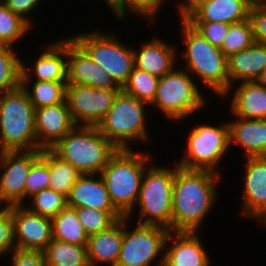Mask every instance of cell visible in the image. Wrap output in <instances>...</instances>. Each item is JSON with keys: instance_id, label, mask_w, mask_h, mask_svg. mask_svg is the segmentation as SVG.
I'll return each mask as SVG.
<instances>
[{"instance_id": "cell-13", "label": "cell", "mask_w": 266, "mask_h": 266, "mask_svg": "<svg viewBox=\"0 0 266 266\" xmlns=\"http://www.w3.org/2000/svg\"><path fill=\"white\" fill-rule=\"evenodd\" d=\"M41 152L42 149L0 152V207L26 204V179Z\"/></svg>"}, {"instance_id": "cell-9", "label": "cell", "mask_w": 266, "mask_h": 266, "mask_svg": "<svg viewBox=\"0 0 266 266\" xmlns=\"http://www.w3.org/2000/svg\"><path fill=\"white\" fill-rule=\"evenodd\" d=\"M221 124L203 123L193 127L187 135L186 148L177 165L184 169L210 170L222 174L219 164L231 148L229 123L226 121Z\"/></svg>"}, {"instance_id": "cell-12", "label": "cell", "mask_w": 266, "mask_h": 266, "mask_svg": "<svg viewBox=\"0 0 266 266\" xmlns=\"http://www.w3.org/2000/svg\"><path fill=\"white\" fill-rule=\"evenodd\" d=\"M121 88L67 84L65 100L76 126H97L113 106Z\"/></svg>"}, {"instance_id": "cell-47", "label": "cell", "mask_w": 266, "mask_h": 266, "mask_svg": "<svg viewBox=\"0 0 266 266\" xmlns=\"http://www.w3.org/2000/svg\"><path fill=\"white\" fill-rule=\"evenodd\" d=\"M251 6H266V0H249Z\"/></svg>"}, {"instance_id": "cell-39", "label": "cell", "mask_w": 266, "mask_h": 266, "mask_svg": "<svg viewBox=\"0 0 266 266\" xmlns=\"http://www.w3.org/2000/svg\"><path fill=\"white\" fill-rule=\"evenodd\" d=\"M16 248L14 220L8 207H0V256L10 255Z\"/></svg>"}, {"instance_id": "cell-18", "label": "cell", "mask_w": 266, "mask_h": 266, "mask_svg": "<svg viewBox=\"0 0 266 266\" xmlns=\"http://www.w3.org/2000/svg\"><path fill=\"white\" fill-rule=\"evenodd\" d=\"M44 47L33 66H27L22 61L21 79L34 77L35 81L67 82V38L55 40Z\"/></svg>"}, {"instance_id": "cell-10", "label": "cell", "mask_w": 266, "mask_h": 266, "mask_svg": "<svg viewBox=\"0 0 266 266\" xmlns=\"http://www.w3.org/2000/svg\"><path fill=\"white\" fill-rule=\"evenodd\" d=\"M71 38L122 88L134 68L131 46L121 43L118 36L98 29L91 32L85 30Z\"/></svg>"}, {"instance_id": "cell-24", "label": "cell", "mask_w": 266, "mask_h": 266, "mask_svg": "<svg viewBox=\"0 0 266 266\" xmlns=\"http://www.w3.org/2000/svg\"><path fill=\"white\" fill-rule=\"evenodd\" d=\"M228 123L230 147L239 144L244 149L245 158L266 156V119L234 117Z\"/></svg>"}, {"instance_id": "cell-49", "label": "cell", "mask_w": 266, "mask_h": 266, "mask_svg": "<svg viewBox=\"0 0 266 266\" xmlns=\"http://www.w3.org/2000/svg\"><path fill=\"white\" fill-rule=\"evenodd\" d=\"M1 107H2V93L0 94V110H1Z\"/></svg>"}, {"instance_id": "cell-33", "label": "cell", "mask_w": 266, "mask_h": 266, "mask_svg": "<svg viewBox=\"0 0 266 266\" xmlns=\"http://www.w3.org/2000/svg\"><path fill=\"white\" fill-rule=\"evenodd\" d=\"M32 27L0 0V44L17 45Z\"/></svg>"}, {"instance_id": "cell-26", "label": "cell", "mask_w": 266, "mask_h": 266, "mask_svg": "<svg viewBox=\"0 0 266 266\" xmlns=\"http://www.w3.org/2000/svg\"><path fill=\"white\" fill-rule=\"evenodd\" d=\"M249 0H210L199 7L188 22L237 23L248 19Z\"/></svg>"}, {"instance_id": "cell-6", "label": "cell", "mask_w": 266, "mask_h": 266, "mask_svg": "<svg viewBox=\"0 0 266 266\" xmlns=\"http://www.w3.org/2000/svg\"><path fill=\"white\" fill-rule=\"evenodd\" d=\"M40 149L35 133V108L21 85L2 93L0 152Z\"/></svg>"}, {"instance_id": "cell-20", "label": "cell", "mask_w": 266, "mask_h": 266, "mask_svg": "<svg viewBox=\"0 0 266 266\" xmlns=\"http://www.w3.org/2000/svg\"><path fill=\"white\" fill-rule=\"evenodd\" d=\"M160 37H152L143 43H140V48L137 50L134 46V67L144 70L151 75L161 78L166 73L171 72L178 63L177 46L170 45L169 42L159 39Z\"/></svg>"}, {"instance_id": "cell-42", "label": "cell", "mask_w": 266, "mask_h": 266, "mask_svg": "<svg viewBox=\"0 0 266 266\" xmlns=\"http://www.w3.org/2000/svg\"><path fill=\"white\" fill-rule=\"evenodd\" d=\"M10 254L12 266H47L44 252L41 250L15 248Z\"/></svg>"}, {"instance_id": "cell-21", "label": "cell", "mask_w": 266, "mask_h": 266, "mask_svg": "<svg viewBox=\"0 0 266 266\" xmlns=\"http://www.w3.org/2000/svg\"><path fill=\"white\" fill-rule=\"evenodd\" d=\"M230 86L223 99L230 96V111L233 117L266 119V88L256 81H244ZM235 88V89H233ZM235 90V91H233ZM233 91V93H231ZM232 94V95H229Z\"/></svg>"}, {"instance_id": "cell-29", "label": "cell", "mask_w": 266, "mask_h": 266, "mask_svg": "<svg viewBox=\"0 0 266 266\" xmlns=\"http://www.w3.org/2000/svg\"><path fill=\"white\" fill-rule=\"evenodd\" d=\"M43 252L47 266H90L86 246L52 239Z\"/></svg>"}, {"instance_id": "cell-32", "label": "cell", "mask_w": 266, "mask_h": 266, "mask_svg": "<svg viewBox=\"0 0 266 266\" xmlns=\"http://www.w3.org/2000/svg\"><path fill=\"white\" fill-rule=\"evenodd\" d=\"M159 79L144 70L134 67L121 90L150 105L155 98Z\"/></svg>"}, {"instance_id": "cell-15", "label": "cell", "mask_w": 266, "mask_h": 266, "mask_svg": "<svg viewBox=\"0 0 266 266\" xmlns=\"http://www.w3.org/2000/svg\"><path fill=\"white\" fill-rule=\"evenodd\" d=\"M8 208L13 215L16 248L43 251L53 239L52 219L32 213L24 205Z\"/></svg>"}, {"instance_id": "cell-14", "label": "cell", "mask_w": 266, "mask_h": 266, "mask_svg": "<svg viewBox=\"0 0 266 266\" xmlns=\"http://www.w3.org/2000/svg\"><path fill=\"white\" fill-rule=\"evenodd\" d=\"M241 214L266 226V156L246 157Z\"/></svg>"}, {"instance_id": "cell-23", "label": "cell", "mask_w": 266, "mask_h": 266, "mask_svg": "<svg viewBox=\"0 0 266 266\" xmlns=\"http://www.w3.org/2000/svg\"><path fill=\"white\" fill-rule=\"evenodd\" d=\"M123 218L104 231L88 236L86 251L90 266H116L122 247Z\"/></svg>"}, {"instance_id": "cell-38", "label": "cell", "mask_w": 266, "mask_h": 266, "mask_svg": "<svg viewBox=\"0 0 266 266\" xmlns=\"http://www.w3.org/2000/svg\"><path fill=\"white\" fill-rule=\"evenodd\" d=\"M49 166L47 165V149H42L41 156L32 164L25 185V200L43 189L48 188Z\"/></svg>"}, {"instance_id": "cell-31", "label": "cell", "mask_w": 266, "mask_h": 266, "mask_svg": "<svg viewBox=\"0 0 266 266\" xmlns=\"http://www.w3.org/2000/svg\"><path fill=\"white\" fill-rule=\"evenodd\" d=\"M13 46L0 44V94L12 91L21 84L22 59Z\"/></svg>"}, {"instance_id": "cell-1", "label": "cell", "mask_w": 266, "mask_h": 266, "mask_svg": "<svg viewBox=\"0 0 266 266\" xmlns=\"http://www.w3.org/2000/svg\"><path fill=\"white\" fill-rule=\"evenodd\" d=\"M175 163L172 188V231L197 232L215 206L222 174L184 169ZM216 199V200H215Z\"/></svg>"}, {"instance_id": "cell-35", "label": "cell", "mask_w": 266, "mask_h": 266, "mask_svg": "<svg viewBox=\"0 0 266 266\" xmlns=\"http://www.w3.org/2000/svg\"><path fill=\"white\" fill-rule=\"evenodd\" d=\"M29 200V203L31 204L26 206L24 205V207H26L32 213L51 219L67 206V198L50 188L43 189L42 191L30 197Z\"/></svg>"}, {"instance_id": "cell-25", "label": "cell", "mask_w": 266, "mask_h": 266, "mask_svg": "<svg viewBox=\"0 0 266 266\" xmlns=\"http://www.w3.org/2000/svg\"><path fill=\"white\" fill-rule=\"evenodd\" d=\"M230 86L238 82L256 81L266 69V45L254 42L250 47L227 57Z\"/></svg>"}, {"instance_id": "cell-2", "label": "cell", "mask_w": 266, "mask_h": 266, "mask_svg": "<svg viewBox=\"0 0 266 266\" xmlns=\"http://www.w3.org/2000/svg\"><path fill=\"white\" fill-rule=\"evenodd\" d=\"M151 156L147 151L118 149L100 172L111 203L130 220L136 209L142 176L148 164L155 162Z\"/></svg>"}, {"instance_id": "cell-7", "label": "cell", "mask_w": 266, "mask_h": 266, "mask_svg": "<svg viewBox=\"0 0 266 266\" xmlns=\"http://www.w3.org/2000/svg\"><path fill=\"white\" fill-rule=\"evenodd\" d=\"M199 87L184 68L175 67L159 79L155 98L149 107L157 108L171 121L185 120L207 106L206 98L200 91L201 85Z\"/></svg>"}, {"instance_id": "cell-19", "label": "cell", "mask_w": 266, "mask_h": 266, "mask_svg": "<svg viewBox=\"0 0 266 266\" xmlns=\"http://www.w3.org/2000/svg\"><path fill=\"white\" fill-rule=\"evenodd\" d=\"M75 126L66 100L35 109V133L40 149H50Z\"/></svg>"}, {"instance_id": "cell-22", "label": "cell", "mask_w": 266, "mask_h": 266, "mask_svg": "<svg viewBox=\"0 0 266 266\" xmlns=\"http://www.w3.org/2000/svg\"><path fill=\"white\" fill-rule=\"evenodd\" d=\"M67 206L71 208L89 207L97 210H117L111 203L100 174H82L67 196Z\"/></svg>"}, {"instance_id": "cell-45", "label": "cell", "mask_w": 266, "mask_h": 266, "mask_svg": "<svg viewBox=\"0 0 266 266\" xmlns=\"http://www.w3.org/2000/svg\"><path fill=\"white\" fill-rule=\"evenodd\" d=\"M104 2L106 6L110 8L111 12L122 2V0H104Z\"/></svg>"}, {"instance_id": "cell-30", "label": "cell", "mask_w": 266, "mask_h": 266, "mask_svg": "<svg viewBox=\"0 0 266 266\" xmlns=\"http://www.w3.org/2000/svg\"><path fill=\"white\" fill-rule=\"evenodd\" d=\"M47 165L49 166L48 188L67 198L71 188L82 173L57 156L51 149H47Z\"/></svg>"}, {"instance_id": "cell-40", "label": "cell", "mask_w": 266, "mask_h": 266, "mask_svg": "<svg viewBox=\"0 0 266 266\" xmlns=\"http://www.w3.org/2000/svg\"><path fill=\"white\" fill-rule=\"evenodd\" d=\"M201 35L217 48H221L230 24L223 22H189Z\"/></svg>"}, {"instance_id": "cell-43", "label": "cell", "mask_w": 266, "mask_h": 266, "mask_svg": "<svg viewBox=\"0 0 266 266\" xmlns=\"http://www.w3.org/2000/svg\"><path fill=\"white\" fill-rule=\"evenodd\" d=\"M13 13L24 19L33 28L30 15L42 0H1ZM40 2V3H39ZM32 22V23H31Z\"/></svg>"}, {"instance_id": "cell-27", "label": "cell", "mask_w": 266, "mask_h": 266, "mask_svg": "<svg viewBox=\"0 0 266 266\" xmlns=\"http://www.w3.org/2000/svg\"><path fill=\"white\" fill-rule=\"evenodd\" d=\"M20 85L26 91L35 109L65 101L67 82L35 81L33 78L21 79Z\"/></svg>"}, {"instance_id": "cell-46", "label": "cell", "mask_w": 266, "mask_h": 266, "mask_svg": "<svg viewBox=\"0 0 266 266\" xmlns=\"http://www.w3.org/2000/svg\"><path fill=\"white\" fill-rule=\"evenodd\" d=\"M256 82L264 86L266 88V69L260 74V76L256 79Z\"/></svg>"}, {"instance_id": "cell-8", "label": "cell", "mask_w": 266, "mask_h": 266, "mask_svg": "<svg viewBox=\"0 0 266 266\" xmlns=\"http://www.w3.org/2000/svg\"><path fill=\"white\" fill-rule=\"evenodd\" d=\"M175 165L166 167L149 164L140 185L135 207L139 217L137 223L158 225L172 231V188Z\"/></svg>"}, {"instance_id": "cell-17", "label": "cell", "mask_w": 266, "mask_h": 266, "mask_svg": "<svg viewBox=\"0 0 266 266\" xmlns=\"http://www.w3.org/2000/svg\"><path fill=\"white\" fill-rule=\"evenodd\" d=\"M199 234V231H170L164 251L166 266H211L213 262Z\"/></svg>"}, {"instance_id": "cell-37", "label": "cell", "mask_w": 266, "mask_h": 266, "mask_svg": "<svg viewBox=\"0 0 266 266\" xmlns=\"http://www.w3.org/2000/svg\"><path fill=\"white\" fill-rule=\"evenodd\" d=\"M166 0H122V2L112 11L117 19H125L128 17V12L134 13L137 17L140 16L150 21V24L156 21L157 14L159 16L162 5ZM128 11V12H127Z\"/></svg>"}, {"instance_id": "cell-28", "label": "cell", "mask_w": 266, "mask_h": 266, "mask_svg": "<svg viewBox=\"0 0 266 266\" xmlns=\"http://www.w3.org/2000/svg\"><path fill=\"white\" fill-rule=\"evenodd\" d=\"M53 239L78 246H86L88 235L76 214V209L66 206L52 218Z\"/></svg>"}, {"instance_id": "cell-16", "label": "cell", "mask_w": 266, "mask_h": 266, "mask_svg": "<svg viewBox=\"0 0 266 266\" xmlns=\"http://www.w3.org/2000/svg\"><path fill=\"white\" fill-rule=\"evenodd\" d=\"M67 84L121 88L70 36L67 37Z\"/></svg>"}, {"instance_id": "cell-3", "label": "cell", "mask_w": 266, "mask_h": 266, "mask_svg": "<svg viewBox=\"0 0 266 266\" xmlns=\"http://www.w3.org/2000/svg\"><path fill=\"white\" fill-rule=\"evenodd\" d=\"M180 33L185 49L182 52L184 68L192 77L222 100L230 88L227 57L220 48L207 41L187 20H181ZM183 56V57H182Z\"/></svg>"}, {"instance_id": "cell-5", "label": "cell", "mask_w": 266, "mask_h": 266, "mask_svg": "<svg viewBox=\"0 0 266 266\" xmlns=\"http://www.w3.org/2000/svg\"><path fill=\"white\" fill-rule=\"evenodd\" d=\"M148 106L121 90L97 128L117 149H135L134 142L149 141Z\"/></svg>"}, {"instance_id": "cell-48", "label": "cell", "mask_w": 266, "mask_h": 266, "mask_svg": "<svg viewBox=\"0 0 266 266\" xmlns=\"http://www.w3.org/2000/svg\"><path fill=\"white\" fill-rule=\"evenodd\" d=\"M155 266H166V264H165V262L163 261L162 263H159V264L156 263Z\"/></svg>"}, {"instance_id": "cell-36", "label": "cell", "mask_w": 266, "mask_h": 266, "mask_svg": "<svg viewBox=\"0 0 266 266\" xmlns=\"http://www.w3.org/2000/svg\"><path fill=\"white\" fill-rule=\"evenodd\" d=\"M254 43L252 28L249 20L232 23L221 46L226 57L250 47Z\"/></svg>"}, {"instance_id": "cell-4", "label": "cell", "mask_w": 266, "mask_h": 266, "mask_svg": "<svg viewBox=\"0 0 266 266\" xmlns=\"http://www.w3.org/2000/svg\"><path fill=\"white\" fill-rule=\"evenodd\" d=\"M50 149L82 174H100L118 150L97 126H75Z\"/></svg>"}, {"instance_id": "cell-11", "label": "cell", "mask_w": 266, "mask_h": 266, "mask_svg": "<svg viewBox=\"0 0 266 266\" xmlns=\"http://www.w3.org/2000/svg\"><path fill=\"white\" fill-rule=\"evenodd\" d=\"M129 221L128 217H123L122 247L116 266H151L156 262L162 263L170 230L140 223L134 228H128Z\"/></svg>"}, {"instance_id": "cell-34", "label": "cell", "mask_w": 266, "mask_h": 266, "mask_svg": "<svg viewBox=\"0 0 266 266\" xmlns=\"http://www.w3.org/2000/svg\"><path fill=\"white\" fill-rule=\"evenodd\" d=\"M75 209L78 219L88 236L107 230L124 217L118 210H97L89 207Z\"/></svg>"}, {"instance_id": "cell-41", "label": "cell", "mask_w": 266, "mask_h": 266, "mask_svg": "<svg viewBox=\"0 0 266 266\" xmlns=\"http://www.w3.org/2000/svg\"><path fill=\"white\" fill-rule=\"evenodd\" d=\"M254 42L266 45V6H251L248 13Z\"/></svg>"}, {"instance_id": "cell-44", "label": "cell", "mask_w": 266, "mask_h": 266, "mask_svg": "<svg viewBox=\"0 0 266 266\" xmlns=\"http://www.w3.org/2000/svg\"><path fill=\"white\" fill-rule=\"evenodd\" d=\"M210 0H179L176 8L179 11L180 20H187L199 7Z\"/></svg>"}]
</instances>
